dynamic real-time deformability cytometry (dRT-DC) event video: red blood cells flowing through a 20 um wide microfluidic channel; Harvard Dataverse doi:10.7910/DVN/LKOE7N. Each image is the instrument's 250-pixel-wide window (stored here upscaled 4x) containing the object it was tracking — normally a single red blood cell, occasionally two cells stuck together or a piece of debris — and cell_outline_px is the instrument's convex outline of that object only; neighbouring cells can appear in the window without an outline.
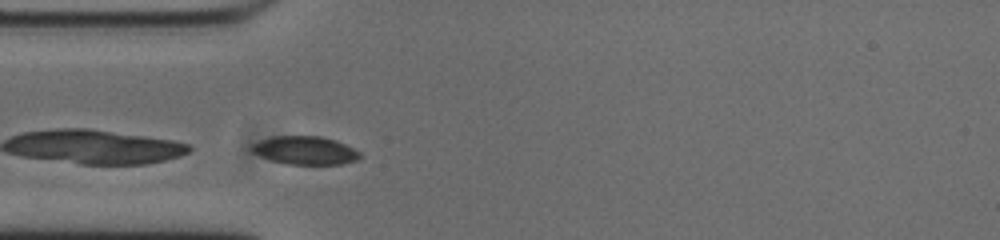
{"species": "common noctule bat (a hibernating species)", "species_latin": "Nyctalus noctula", "temperature_condition": "cold", "stored_images_in_passage": 40, "camera_frame_rate_fps": 3000, "um_per_image_px": 0.085, "animal": {"sex": "male", "body_mass_g": 20.0, "forearm_length_mm": 53.3}, "frame": {"image": 1, "passage_image": 1, "time_ms": 0.0, "image_size_px": [1000, 240], "cell_outline_px": [[360, 156], [356, 160], [340, 164], [288, 164], [272, 160], [260, 156], [252, 152], [252, 144], [260, 140], [272, 136], [320, 136], [336, 140], [360, 152]], "centroid_in_image_um": [25.91, 12.77], "position_along_channel_um": 59.1, "area_um2": 17.63}}
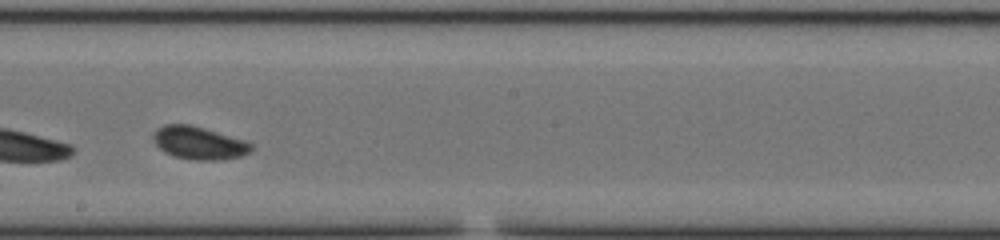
{"frame": {"image": 2, "passage_image": 15, "time_ms": 4.667, "image_size_px": [1000, 240], "cell_outline_px": [[256, 148], [240, 156], [224, 160], [196, 160], [176, 156], [164, 152], [156, 144], [152, 136], [156, 128], [164, 124], [188, 124], [204, 128], [244, 140], [252, 144]], "centroid_in_image_um": [16.91, 12.15], "position_along_channel_um": 231.3, "area_um2": 18.67}}
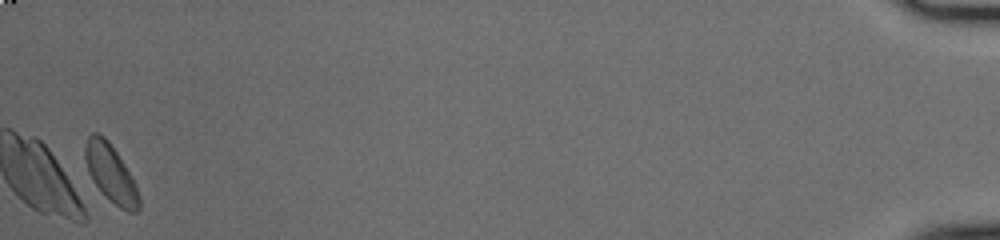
{"frame": {"image": 3, "passage_image": 39, "time_ms": 12.667, "image_size_px": [1000, 240], "cell_outline_px": [[140, 208], [136, 212], [128, 212], [120, 208], [96, 184], [88, 172], [84, 156], [84, 144], [88, 136], [92, 132], [100, 132], [108, 140], [124, 164], [136, 184], [140, 196]], "centroid_in_image_um": [9.41, 14.68], "position_along_channel_um": 425.8, "area_um2": 17.92}}